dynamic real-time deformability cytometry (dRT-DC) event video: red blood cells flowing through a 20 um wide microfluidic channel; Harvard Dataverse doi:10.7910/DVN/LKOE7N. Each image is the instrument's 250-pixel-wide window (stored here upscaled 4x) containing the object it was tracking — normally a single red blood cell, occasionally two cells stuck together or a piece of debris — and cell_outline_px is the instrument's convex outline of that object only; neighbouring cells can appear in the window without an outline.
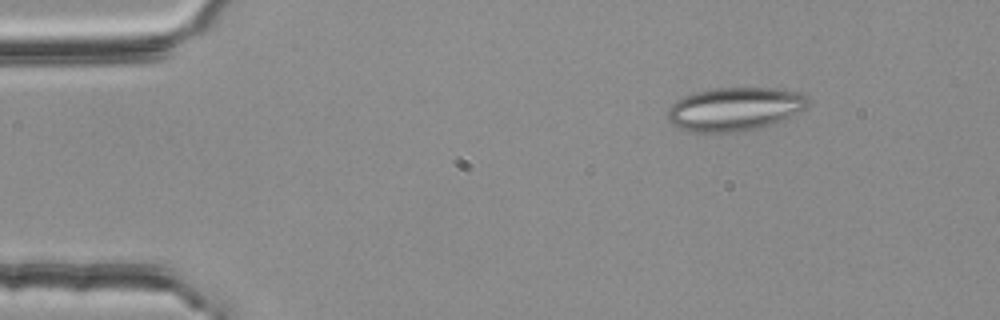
{"species": "common noctule bat (a hibernating species)", "species_latin": "Nyctalus noctula", "temperature_condition": "room temperature", "stored_images_in_passage": 3, "camera_frame_rate_fps": 3000, "um_per_image_px": 0.085, "animal": {"sex": "female", "body_mass_g": 25.1}, "frame": {"image": 1, "passage_image": 3, "time_ms": 0.667, "image_size_px": [1000, 320], "cell_outline_px": [[812, 100], [804, 108], [784, 120], [752, 128], [732, 132], [692, 132], [680, 128], [672, 124], [668, 120], [668, 108], [676, 100], [684, 96], [696, 92], [712, 88], [776, 88], [800, 92], [808, 96]], "centroid_in_image_um": [62.45, 9.25], "position_along_channel_um": 22.5, "area_um2": 35.37}}